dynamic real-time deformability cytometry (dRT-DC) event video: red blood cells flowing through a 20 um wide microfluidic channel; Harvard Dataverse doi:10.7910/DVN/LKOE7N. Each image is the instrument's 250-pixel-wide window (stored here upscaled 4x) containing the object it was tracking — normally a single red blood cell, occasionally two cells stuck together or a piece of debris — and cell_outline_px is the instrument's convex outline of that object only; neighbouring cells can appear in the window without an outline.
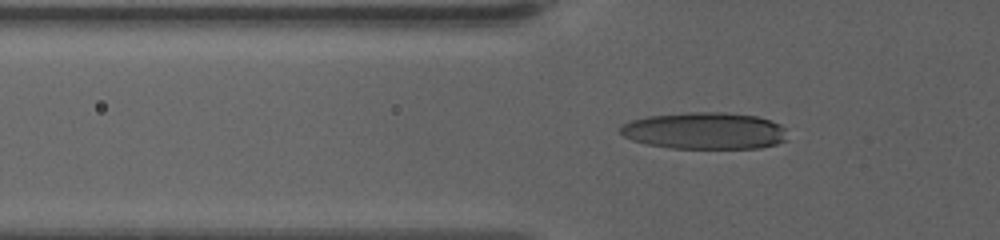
{"species": "human", "species_latin": "Homo sapiens", "temperature_condition": "warm", "stored_images_in_passage": 59, "camera_frame_rate_fps": 3000, "um_per_image_px": 0.085, "donor": {"sex": "female"}, "frame": {"image": 1, "passage_image": 22, "time_ms": 7.0, "image_size_px": [1000, 240], "cell_outline_px": [[788, 140], [776, 144], [760, 148], [672, 148], [648, 144], [632, 140], [624, 136], [620, 132], [620, 128], [624, 124], [632, 120], [648, 116], [688, 112], [724, 112], [756, 116], [780, 124], [784, 128]], "centroid_in_image_um": [59.92, 11.12], "position_along_channel_um": 65.9, "area_um2": 35.78}}
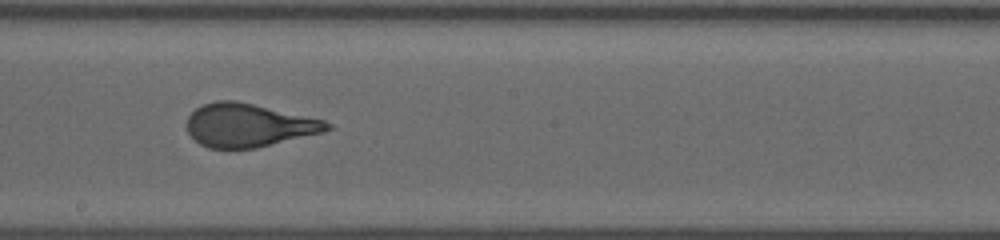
{"frame": {"image": 2, "passage_image": 36, "time_ms": 11.667, "image_size_px": [1000, 240], "cell_outline_px": [[332, 128], [324, 132], [256, 148], [208, 148], [200, 144], [188, 132], [184, 124], [188, 116], [196, 108], [204, 104], [216, 100], [236, 100], [324, 120], [332, 124]], "centroid_in_image_um": [21.1, 10.64], "position_along_channel_um": 227.1, "area_um2": 35.37}}
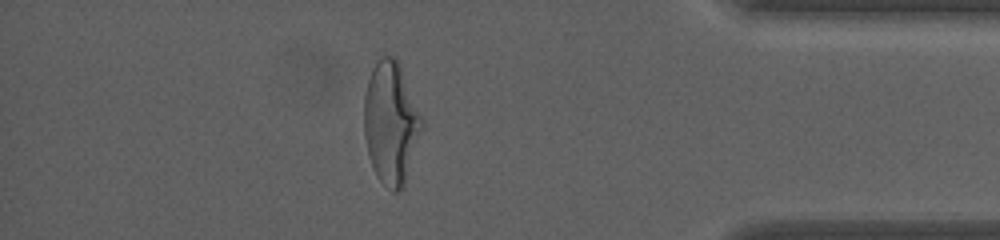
{"frame": {"image": 3, "passage_image": 53, "time_ms": 17.333, "image_size_px": [1000, 240], "cell_outline_px": [[424, 128], [404, 188], [396, 192], [392, 192], [376, 176], [372, 168], [364, 136], [364, 96], [368, 80], [372, 68], [380, 56], [396, 56], [400, 64], [424, 120]], "centroid_in_image_um": [33.26, 10.46], "position_along_channel_um": 401.9, "area_um2": 41.96}}